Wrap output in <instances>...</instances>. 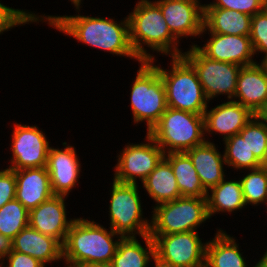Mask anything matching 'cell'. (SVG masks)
Wrapping results in <instances>:
<instances>
[{
    "label": "cell",
    "instance_id": "1",
    "mask_svg": "<svg viewBox=\"0 0 267 267\" xmlns=\"http://www.w3.org/2000/svg\"><path fill=\"white\" fill-rule=\"evenodd\" d=\"M49 25L59 31L73 36L80 42L88 44L112 54L136 58L129 40L128 17L121 23L112 18H97L89 16H49L46 17Z\"/></svg>",
    "mask_w": 267,
    "mask_h": 267
},
{
    "label": "cell",
    "instance_id": "2",
    "mask_svg": "<svg viewBox=\"0 0 267 267\" xmlns=\"http://www.w3.org/2000/svg\"><path fill=\"white\" fill-rule=\"evenodd\" d=\"M128 21L130 44L140 61L154 62V57L147 53L142 43L163 54H171V57L182 56L177 48L179 40L170 32L155 2L140 0L129 14Z\"/></svg>",
    "mask_w": 267,
    "mask_h": 267
},
{
    "label": "cell",
    "instance_id": "3",
    "mask_svg": "<svg viewBox=\"0 0 267 267\" xmlns=\"http://www.w3.org/2000/svg\"><path fill=\"white\" fill-rule=\"evenodd\" d=\"M115 235L118 236L112 228L107 232L94 221L74 219L63 243V259L74 265L111 263L123 238L119 236L117 241H113Z\"/></svg>",
    "mask_w": 267,
    "mask_h": 267
},
{
    "label": "cell",
    "instance_id": "4",
    "mask_svg": "<svg viewBox=\"0 0 267 267\" xmlns=\"http://www.w3.org/2000/svg\"><path fill=\"white\" fill-rule=\"evenodd\" d=\"M204 132V115L167 107L147 134L162 148L164 154H169L186 152L204 144Z\"/></svg>",
    "mask_w": 267,
    "mask_h": 267
},
{
    "label": "cell",
    "instance_id": "5",
    "mask_svg": "<svg viewBox=\"0 0 267 267\" xmlns=\"http://www.w3.org/2000/svg\"><path fill=\"white\" fill-rule=\"evenodd\" d=\"M155 67L165 85L167 107L204 115L209 100L195 69L183 56L172 57V71Z\"/></svg>",
    "mask_w": 267,
    "mask_h": 267
},
{
    "label": "cell",
    "instance_id": "6",
    "mask_svg": "<svg viewBox=\"0 0 267 267\" xmlns=\"http://www.w3.org/2000/svg\"><path fill=\"white\" fill-rule=\"evenodd\" d=\"M131 89L134 122H147V132L167 109L166 89L159 70L151 61H141Z\"/></svg>",
    "mask_w": 267,
    "mask_h": 267
},
{
    "label": "cell",
    "instance_id": "7",
    "mask_svg": "<svg viewBox=\"0 0 267 267\" xmlns=\"http://www.w3.org/2000/svg\"><path fill=\"white\" fill-rule=\"evenodd\" d=\"M149 235L195 231L207 219L206 197H180L154 207Z\"/></svg>",
    "mask_w": 267,
    "mask_h": 267
},
{
    "label": "cell",
    "instance_id": "8",
    "mask_svg": "<svg viewBox=\"0 0 267 267\" xmlns=\"http://www.w3.org/2000/svg\"><path fill=\"white\" fill-rule=\"evenodd\" d=\"M137 187V184L113 181L109 207L110 228L123 238L135 237V234L143 237L150 232V223L142 220Z\"/></svg>",
    "mask_w": 267,
    "mask_h": 267
},
{
    "label": "cell",
    "instance_id": "9",
    "mask_svg": "<svg viewBox=\"0 0 267 267\" xmlns=\"http://www.w3.org/2000/svg\"><path fill=\"white\" fill-rule=\"evenodd\" d=\"M182 56L195 69L204 95L208 100L219 94H226L228 99H233L242 66L211 60L204 56L195 45H192L191 49L184 52Z\"/></svg>",
    "mask_w": 267,
    "mask_h": 267
},
{
    "label": "cell",
    "instance_id": "10",
    "mask_svg": "<svg viewBox=\"0 0 267 267\" xmlns=\"http://www.w3.org/2000/svg\"><path fill=\"white\" fill-rule=\"evenodd\" d=\"M150 236L158 261L177 267H205L206 244L196 231Z\"/></svg>",
    "mask_w": 267,
    "mask_h": 267
},
{
    "label": "cell",
    "instance_id": "11",
    "mask_svg": "<svg viewBox=\"0 0 267 267\" xmlns=\"http://www.w3.org/2000/svg\"><path fill=\"white\" fill-rule=\"evenodd\" d=\"M146 136L148 143L129 144L118 156L114 174L115 181L137 184L136 178L138 177L143 182L164 157L162 148L149 134Z\"/></svg>",
    "mask_w": 267,
    "mask_h": 267
},
{
    "label": "cell",
    "instance_id": "12",
    "mask_svg": "<svg viewBox=\"0 0 267 267\" xmlns=\"http://www.w3.org/2000/svg\"><path fill=\"white\" fill-rule=\"evenodd\" d=\"M12 135L11 170L47 166L49 143L37 126L16 124Z\"/></svg>",
    "mask_w": 267,
    "mask_h": 267
},
{
    "label": "cell",
    "instance_id": "13",
    "mask_svg": "<svg viewBox=\"0 0 267 267\" xmlns=\"http://www.w3.org/2000/svg\"><path fill=\"white\" fill-rule=\"evenodd\" d=\"M170 32L177 38L202 34L204 5L199 0H158Z\"/></svg>",
    "mask_w": 267,
    "mask_h": 267
},
{
    "label": "cell",
    "instance_id": "14",
    "mask_svg": "<svg viewBox=\"0 0 267 267\" xmlns=\"http://www.w3.org/2000/svg\"><path fill=\"white\" fill-rule=\"evenodd\" d=\"M210 34L211 38L203 48L195 45L207 58L220 62L238 64L242 67L256 63L251 59L254 56V50L250 36Z\"/></svg>",
    "mask_w": 267,
    "mask_h": 267
},
{
    "label": "cell",
    "instance_id": "15",
    "mask_svg": "<svg viewBox=\"0 0 267 267\" xmlns=\"http://www.w3.org/2000/svg\"><path fill=\"white\" fill-rule=\"evenodd\" d=\"M63 195H53L29 211V225L38 232L57 239L62 245L65 242L73 220L68 221Z\"/></svg>",
    "mask_w": 267,
    "mask_h": 267
},
{
    "label": "cell",
    "instance_id": "16",
    "mask_svg": "<svg viewBox=\"0 0 267 267\" xmlns=\"http://www.w3.org/2000/svg\"><path fill=\"white\" fill-rule=\"evenodd\" d=\"M46 168L53 194L67 196L80 174V163L74 147L66 146L64 150L50 147Z\"/></svg>",
    "mask_w": 267,
    "mask_h": 267
},
{
    "label": "cell",
    "instance_id": "17",
    "mask_svg": "<svg viewBox=\"0 0 267 267\" xmlns=\"http://www.w3.org/2000/svg\"><path fill=\"white\" fill-rule=\"evenodd\" d=\"M255 116L247 107L234 100L217 105L204 112L205 132H218L227 139L238 134L241 129Z\"/></svg>",
    "mask_w": 267,
    "mask_h": 267
},
{
    "label": "cell",
    "instance_id": "18",
    "mask_svg": "<svg viewBox=\"0 0 267 267\" xmlns=\"http://www.w3.org/2000/svg\"><path fill=\"white\" fill-rule=\"evenodd\" d=\"M16 177L15 198L30 211L54 194L46 167L14 170Z\"/></svg>",
    "mask_w": 267,
    "mask_h": 267
},
{
    "label": "cell",
    "instance_id": "19",
    "mask_svg": "<svg viewBox=\"0 0 267 267\" xmlns=\"http://www.w3.org/2000/svg\"><path fill=\"white\" fill-rule=\"evenodd\" d=\"M234 97H238L239 100L235 101L255 115L264 106L267 101V73L261 65L254 63L241 67Z\"/></svg>",
    "mask_w": 267,
    "mask_h": 267
},
{
    "label": "cell",
    "instance_id": "20",
    "mask_svg": "<svg viewBox=\"0 0 267 267\" xmlns=\"http://www.w3.org/2000/svg\"><path fill=\"white\" fill-rule=\"evenodd\" d=\"M13 250L32 256L44 265L63 258V245L55 238L44 235L30 225L13 239Z\"/></svg>",
    "mask_w": 267,
    "mask_h": 267
},
{
    "label": "cell",
    "instance_id": "21",
    "mask_svg": "<svg viewBox=\"0 0 267 267\" xmlns=\"http://www.w3.org/2000/svg\"><path fill=\"white\" fill-rule=\"evenodd\" d=\"M191 159L203 187L209 191L225 177L223 172L224 156L209 141L185 152ZM224 162V163H223Z\"/></svg>",
    "mask_w": 267,
    "mask_h": 267
},
{
    "label": "cell",
    "instance_id": "22",
    "mask_svg": "<svg viewBox=\"0 0 267 267\" xmlns=\"http://www.w3.org/2000/svg\"><path fill=\"white\" fill-rule=\"evenodd\" d=\"M251 18L236 10L204 8L202 33L208 29L210 33L250 36Z\"/></svg>",
    "mask_w": 267,
    "mask_h": 267
},
{
    "label": "cell",
    "instance_id": "23",
    "mask_svg": "<svg viewBox=\"0 0 267 267\" xmlns=\"http://www.w3.org/2000/svg\"><path fill=\"white\" fill-rule=\"evenodd\" d=\"M142 183L158 205L182 197L171 164L164 157Z\"/></svg>",
    "mask_w": 267,
    "mask_h": 267
},
{
    "label": "cell",
    "instance_id": "24",
    "mask_svg": "<svg viewBox=\"0 0 267 267\" xmlns=\"http://www.w3.org/2000/svg\"><path fill=\"white\" fill-rule=\"evenodd\" d=\"M164 158L171 164L182 197H206L208 191L185 152L164 154Z\"/></svg>",
    "mask_w": 267,
    "mask_h": 267
},
{
    "label": "cell",
    "instance_id": "25",
    "mask_svg": "<svg viewBox=\"0 0 267 267\" xmlns=\"http://www.w3.org/2000/svg\"><path fill=\"white\" fill-rule=\"evenodd\" d=\"M235 240L220 229L206 243L205 267H247Z\"/></svg>",
    "mask_w": 267,
    "mask_h": 267
},
{
    "label": "cell",
    "instance_id": "26",
    "mask_svg": "<svg viewBox=\"0 0 267 267\" xmlns=\"http://www.w3.org/2000/svg\"><path fill=\"white\" fill-rule=\"evenodd\" d=\"M147 248L136 240V237L122 238L111 264L113 267H147L150 256L155 258L154 241L149 234L144 235Z\"/></svg>",
    "mask_w": 267,
    "mask_h": 267
},
{
    "label": "cell",
    "instance_id": "27",
    "mask_svg": "<svg viewBox=\"0 0 267 267\" xmlns=\"http://www.w3.org/2000/svg\"><path fill=\"white\" fill-rule=\"evenodd\" d=\"M207 192V210L209 218L216 212H232L245 206L241 181L222 180Z\"/></svg>",
    "mask_w": 267,
    "mask_h": 267
},
{
    "label": "cell",
    "instance_id": "28",
    "mask_svg": "<svg viewBox=\"0 0 267 267\" xmlns=\"http://www.w3.org/2000/svg\"><path fill=\"white\" fill-rule=\"evenodd\" d=\"M225 141L224 159L228 166L238 169H257L261 167L260 161L256 158L252 151L243 140L242 136L238 133Z\"/></svg>",
    "mask_w": 267,
    "mask_h": 267
},
{
    "label": "cell",
    "instance_id": "29",
    "mask_svg": "<svg viewBox=\"0 0 267 267\" xmlns=\"http://www.w3.org/2000/svg\"><path fill=\"white\" fill-rule=\"evenodd\" d=\"M29 225V211L16 198L0 208V233L13 239Z\"/></svg>",
    "mask_w": 267,
    "mask_h": 267
},
{
    "label": "cell",
    "instance_id": "30",
    "mask_svg": "<svg viewBox=\"0 0 267 267\" xmlns=\"http://www.w3.org/2000/svg\"><path fill=\"white\" fill-rule=\"evenodd\" d=\"M245 204L267 203V169H251L243 179L240 180Z\"/></svg>",
    "mask_w": 267,
    "mask_h": 267
},
{
    "label": "cell",
    "instance_id": "31",
    "mask_svg": "<svg viewBox=\"0 0 267 267\" xmlns=\"http://www.w3.org/2000/svg\"><path fill=\"white\" fill-rule=\"evenodd\" d=\"M239 134L246 141L250 151L261 161L267 147V124L256 115L240 130Z\"/></svg>",
    "mask_w": 267,
    "mask_h": 267
},
{
    "label": "cell",
    "instance_id": "32",
    "mask_svg": "<svg viewBox=\"0 0 267 267\" xmlns=\"http://www.w3.org/2000/svg\"><path fill=\"white\" fill-rule=\"evenodd\" d=\"M250 40L254 54L257 51L267 54V11L265 9L251 18Z\"/></svg>",
    "mask_w": 267,
    "mask_h": 267
},
{
    "label": "cell",
    "instance_id": "33",
    "mask_svg": "<svg viewBox=\"0 0 267 267\" xmlns=\"http://www.w3.org/2000/svg\"><path fill=\"white\" fill-rule=\"evenodd\" d=\"M33 13H26L18 9L9 8L0 3V34L3 31H8L10 28L15 26L27 24V22H36L40 19Z\"/></svg>",
    "mask_w": 267,
    "mask_h": 267
},
{
    "label": "cell",
    "instance_id": "34",
    "mask_svg": "<svg viewBox=\"0 0 267 267\" xmlns=\"http://www.w3.org/2000/svg\"><path fill=\"white\" fill-rule=\"evenodd\" d=\"M204 8H224L254 16L265 8V0H216Z\"/></svg>",
    "mask_w": 267,
    "mask_h": 267
},
{
    "label": "cell",
    "instance_id": "35",
    "mask_svg": "<svg viewBox=\"0 0 267 267\" xmlns=\"http://www.w3.org/2000/svg\"><path fill=\"white\" fill-rule=\"evenodd\" d=\"M16 177L14 170L6 168L0 171V208L15 199Z\"/></svg>",
    "mask_w": 267,
    "mask_h": 267
},
{
    "label": "cell",
    "instance_id": "36",
    "mask_svg": "<svg viewBox=\"0 0 267 267\" xmlns=\"http://www.w3.org/2000/svg\"><path fill=\"white\" fill-rule=\"evenodd\" d=\"M6 258L9 264L7 267H45L38 259L14 250Z\"/></svg>",
    "mask_w": 267,
    "mask_h": 267
},
{
    "label": "cell",
    "instance_id": "37",
    "mask_svg": "<svg viewBox=\"0 0 267 267\" xmlns=\"http://www.w3.org/2000/svg\"><path fill=\"white\" fill-rule=\"evenodd\" d=\"M13 251L12 239L0 233V260L7 257Z\"/></svg>",
    "mask_w": 267,
    "mask_h": 267
},
{
    "label": "cell",
    "instance_id": "38",
    "mask_svg": "<svg viewBox=\"0 0 267 267\" xmlns=\"http://www.w3.org/2000/svg\"><path fill=\"white\" fill-rule=\"evenodd\" d=\"M256 116L267 124V101L264 106L257 112Z\"/></svg>",
    "mask_w": 267,
    "mask_h": 267
},
{
    "label": "cell",
    "instance_id": "39",
    "mask_svg": "<svg viewBox=\"0 0 267 267\" xmlns=\"http://www.w3.org/2000/svg\"><path fill=\"white\" fill-rule=\"evenodd\" d=\"M79 267H113L111 263H86L78 265Z\"/></svg>",
    "mask_w": 267,
    "mask_h": 267
},
{
    "label": "cell",
    "instance_id": "40",
    "mask_svg": "<svg viewBox=\"0 0 267 267\" xmlns=\"http://www.w3.org/2000/svg\"><path fill=\"white\" fill-rule=\"evenodd\" d=\"M253 267H267V251L263 255V257L259 260V262Z\"/></svg>",
    "mask_w": 267,
    "mask_h": 267
},
{
    "label": "cell",
    "instance_id": "41",
    "mask_svg": "<svg viewBox=\"0 0 267 267\" xmlns=\"http://www.w3.org/2000/svg\"><path fill=\"white\" fill-rule=\"evenodd\" d=\"M261 167L267 169V147L262 160L260 161Z\"/></svg>",
    "mask_w": 267,
    "mask_h": 267
},
{
    "label": "cell",
    "instance_id": "42",
    "mask_svg": "<svg viewBox=\"0 0 267 267\" xmlns=\"http://www.w3.org/2000/svg\"><path fill=\"white\" fill-rule=\"evenodd\" d=\"M154 262H155V267H177V266H171V265H167L165 263H162V262L158 261L156 258H154Z\"/></svg>",
    "mask_w": 267,
    "mask_h": 267
},
{
    "label": "cell",
    "instance_id": "43",
    "mask_svg": "<svg viewBox=\"0 0 267 267\" xmlns=\"http://www.w3.org/2000/svg\"><path fill=\"white\" fill-rule=\"evenodd\" d=\"M260 64L262 68L264 69V71L267 73V54L264 56Z\"/></svg>",
    "mask_w": 267,
    "mask_h": 267
},
{
    "label": "cell",
    "instance_id": "44",
    "mask_svg": "<svg viewBox=\"0 0 267 267\" xmlns=\"http://www.w3.org/2000/svg\"><path fill=\"white\" fill-rule=\"evenodd\" d=\"M70 1H72V3L75 5L76 9L79 10L81 0H70Z\"/></svg>",
    "mask_w": 267,
    "mask_h": 267
},
{
    "label": "cell",
    "instance_id": "45",
    "mask_svg": "<svg viewBox=\"0 0 267 267\" xmlns=\"http://www.w3.org/2000/svg\"><path fill=\"white\" fill-rule=\"evenodd\" d=\"M68 267H79L78 265H74V264H70V263H66Z\"/></svg>",
    "mask_w": 267,
    "mask_h": 267
},
{
    "label": "cell",
    "instance_id": "46",
    "mask_svg": "<svg viewBox=\"0 0 267 267\" xmlns=\"http://www.w3.org/2000/svg\"><path fill=\"white\" fill-rule=\"evenodd\" d=\"M264 9L267 11V0H265V8Z\"/></svg>",
    "mask_w": 267,
    "mask_h": 267
}]
</instances>
